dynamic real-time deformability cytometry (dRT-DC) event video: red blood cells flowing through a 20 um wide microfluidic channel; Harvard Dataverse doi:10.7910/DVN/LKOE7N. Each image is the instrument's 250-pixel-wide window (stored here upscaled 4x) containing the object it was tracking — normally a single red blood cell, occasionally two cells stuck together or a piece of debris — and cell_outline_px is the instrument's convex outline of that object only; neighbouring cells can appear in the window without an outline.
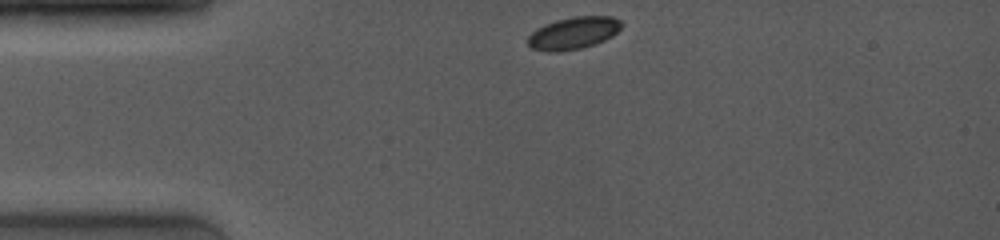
{"species": "common noctule bat (a hibernating species)", "species_latin": "Nyctalus noctula", "temperature_condition": "room temperature", "stored_images_in_passage": 45, "camera_frame_rate_fps": 4000, "um_per_image_px": 0.085, "animal": {"sex": "female", "body_mass_g": 19.0, "forearm_length_mm": 53.3}, "frame": {"image": 1, "passage_image": 1, "time_ms": 0.0, "image_size_px": [1000, 240], "cell_outline_px": [[624, 24], [612, 36], [604, 40], [580, 48], [556, 52], [544, 52], [532, 48], [528, 44], [528, 36], [536, 28], [544, 24], [556, 20], [572, 16], [612, 16], [620, 20]], "centroid_in_image_um": [48.72, 2.8], "position_along_channel_um": 36.3, "area_um2": 17.63}}
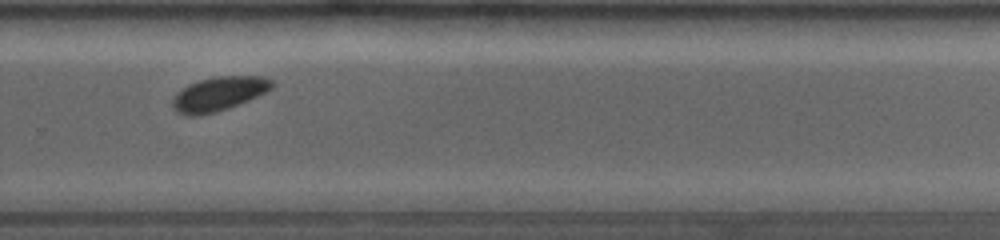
{"frame": {"image": 2, "passage_image": 32, "time_ms": 7.75, "image_size_px": [1000, 240], "cell_outline_px": [[276, 84], [272, 88], [248, 100], [228, 108], [216, 112], [200, 116], [184, 116], [176, 112], [172, 104], [172, 100], [188, 84], [200, 80], [216, 76], [260, 76], [272, 80]], "centroid_in_image_um": [18.59, 7.99], "position_along_channel_um": 311.2, "area_um2": 19.59}}
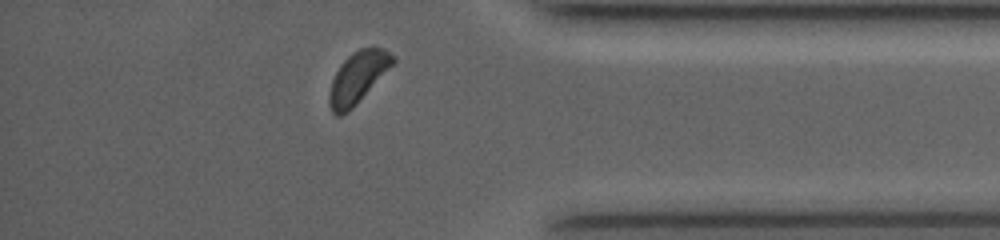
{"frame": {"image": 3, "passage_image": 42, "time_ms": 10.25, "image_size_px": [1000, 240], "cell_outline_px": [[396, 60], [356, 104], [348, 112], [340, 116], [336, 116], [332, 112], [328, 100], [328, 96], [332, 80], [340, 64], [348, 56], [360, 48], [372, 44], [396, 56]], "centroid_in_image_um": [30.4, 6.56], "position_along_channel_um": 404.8, "area_um2": 18.9}, "authors_computed_cell_mechanics": {"area_um2": 19.1896, "velocity_mm_per_s": 4.0243, "shape_relaxation_time_tau1_ms": 2.2012, "shape_relaxation_time_tau2_ms": null, "deformation_change_tau1": 0.0823, "deformation_change_tau2": null}}